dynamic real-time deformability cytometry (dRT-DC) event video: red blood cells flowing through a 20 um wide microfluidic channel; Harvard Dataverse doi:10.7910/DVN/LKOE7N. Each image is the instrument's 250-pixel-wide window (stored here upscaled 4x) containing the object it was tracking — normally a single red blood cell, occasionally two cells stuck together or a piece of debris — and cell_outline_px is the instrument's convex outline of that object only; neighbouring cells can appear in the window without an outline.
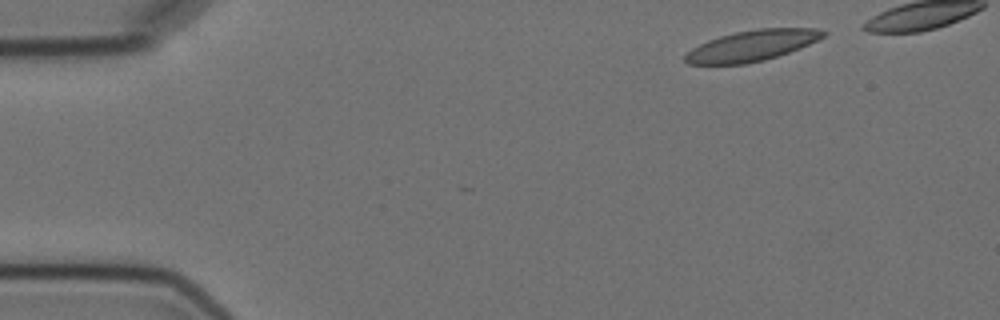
{"species": "Egyptian fruit bat (a non-hibernating species)", "species_latin": "Rousettus aegyptiacus", "temperature_condition": "cold", "stored_images_in_passage": 9, "segment_of_instrument_passage": [1, 2], "camera_frame_rate_fps": 3000, "um_per_image_px": 0.085, "animal": {"sex": "female"}, "frame": {"image": 1, "passage_image": 1, "time_ms": 0.0, "image_size_px": [1000, 320], "cell_outline_px": [[828, 32], [824, 36], [800, 48], [764, 60], [744, 64], [688, 64], [684, 60], [684, 56], [692, 48], [708, 40], [720, 36], [736, 32], [756, 28], [816, 28]], "centroid_in_image_um": [63.9, 3.87], "position_along_channel_um": 21.1, "area_um2": 24.57}}
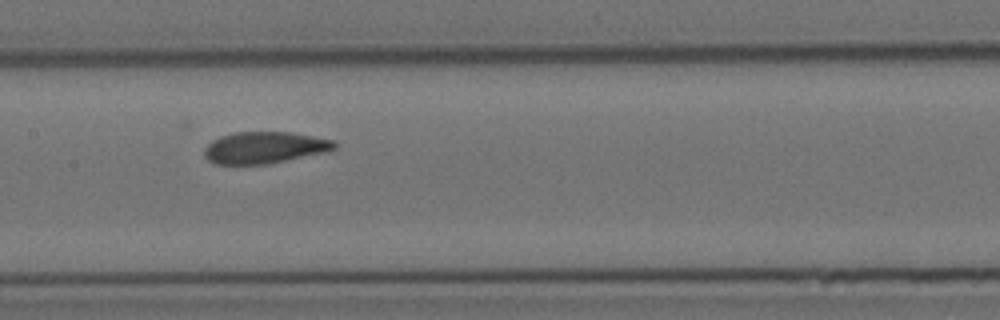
{"frame": {"image": 2, "passage_image": 7, "time_ms": 7.0, "image_size_px": [1000, 320], "cell_outline_px": [[336, 148], [328, 152], [268, 164], [216, 164], [208, 160], [204, 156], [204, 148], [212, 140], [220, 136], [236, 132], [292, 132], [332, 140], [336, 144]], "centroid_in_image_um": [22.48, 12.55], "position_along_channel_um": 184.9, "area_um2": 24.1}}
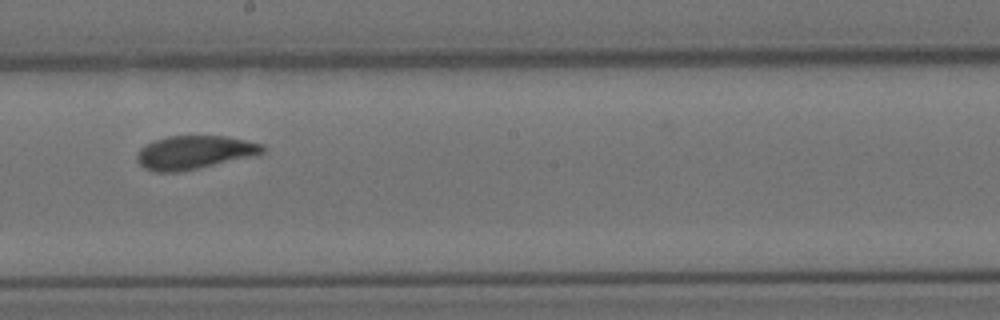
{"frame": {"image": 3, "passage_image": 8, "time_ms": 8.333, "image_size_px": [1000, 320], "cell_outline_px": [[264, 152], [256, 156], [180, 172], [152, 172], [144, 168], [136, 160], [136, 156], [140, 148], [156, 140], [168, 136], [224, 136], [264, 144]], "centroid_in_image_um": [16.53, 12.97], "position_along_channel_um": 231.7, "area_um2": 24.57}}